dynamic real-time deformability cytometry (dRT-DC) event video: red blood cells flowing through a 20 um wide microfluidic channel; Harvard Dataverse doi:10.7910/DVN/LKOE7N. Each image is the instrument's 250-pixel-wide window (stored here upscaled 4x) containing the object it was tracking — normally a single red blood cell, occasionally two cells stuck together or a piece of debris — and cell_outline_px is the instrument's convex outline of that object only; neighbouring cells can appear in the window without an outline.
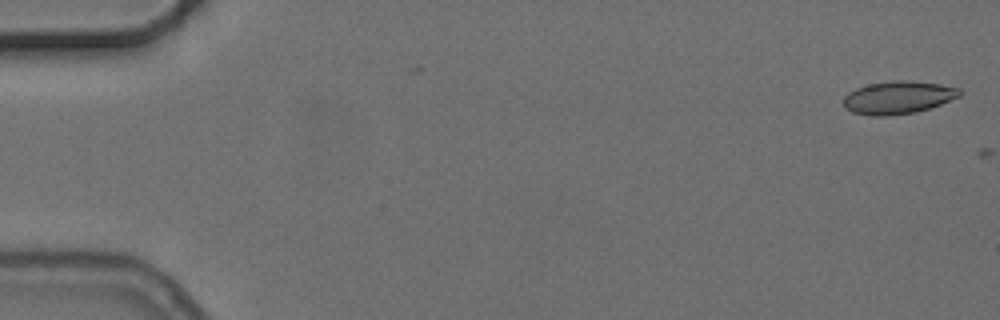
{"species": "common noctule bat (a hibernating species)", "species_latin": "Nyctalus noctula", "temperature_condition": "cold", "stored_images_in_passage": 2, "camera_frame_rate_fps": 3000, "um_per_image_px": 0.085, "animal": {"sex": "female", "body_mass_g": 24.6, "forearm_length_mm": 56.2}, "frame": {"image": 1, "passage_image": 1, "time_ms": 0.0, "image_size_px": [1000, 320], "cell_outline_px": [[964, 92], [960, 96], [940, 104], [916, 112], [888, 116], [872, 116], [852, 112], [844, 108], [844, 96], [848, 92], [856, 88], [868, 84], [896, 80], [908, 80], [940, 84], [960, 88]], "centroid_in_image_um": [76.34, 8.28], "position_along_channel_um": 8.7, "area_um2": 22.31}}